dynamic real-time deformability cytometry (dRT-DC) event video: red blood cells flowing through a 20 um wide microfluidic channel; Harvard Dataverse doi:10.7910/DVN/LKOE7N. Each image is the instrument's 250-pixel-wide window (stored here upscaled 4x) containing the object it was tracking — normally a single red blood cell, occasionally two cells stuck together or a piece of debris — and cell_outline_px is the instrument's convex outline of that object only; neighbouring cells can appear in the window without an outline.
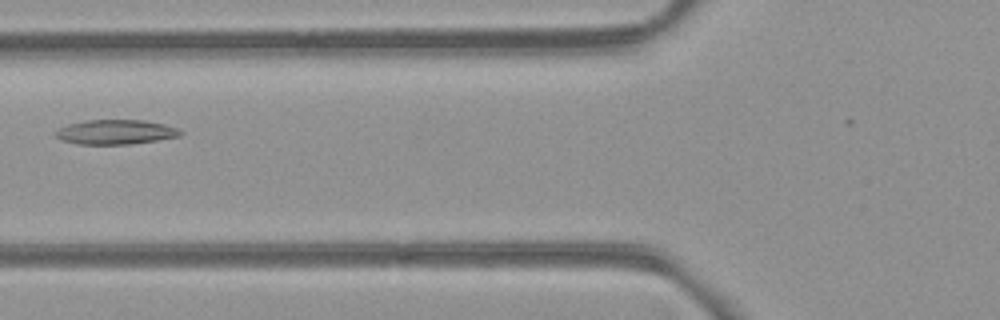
{"species": "common noctule bat (a hibernating species)", "species_latin": "Nyctalus noctula", "temperature_condition": "room temperature", "stored_images_in_passage": 7, "camera_frame_rate_fps": 3000, "um_per_image_px": 0.085, "animal": {"sex": "female", "body_mass_g": 21.9}, "frame": {"image": 1, "passage_image": 5, "time_ms": 5.333, "image_size_px": [1000, 320], "cell_outline_px": [[184, 132], [180, 136], [132, 144], [76, 144], [64, 140], [56, 136], [52, 132], [68, 124], [88, 120], [144, 120], [164, 124], [176, 128]], "centroid_in_image_um": [9.83, 11.22], "position_along_channel_um": 116.0, "area_um2": 17.8}}
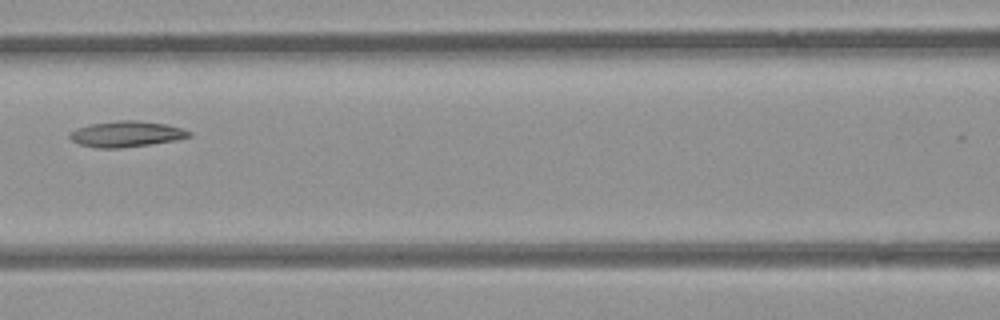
{"frame": {"image": 2, "passage_image": 6, "time_ms": 6.333, "image_size_px": [1000, 320], "cell_outline_px": [[192, 136], [176, 140], [152, 144], [120, 148], [96, 148], [80, 144], [72, 140], [68, 136], [76, 128], [88, 124], [116, 120], [136, 120], [168, 124], [192, 132]], "centroid_in_image_um": [10.75, 11.38], "position_along_channel_um": 155.9, "area_um2": 18.09}}